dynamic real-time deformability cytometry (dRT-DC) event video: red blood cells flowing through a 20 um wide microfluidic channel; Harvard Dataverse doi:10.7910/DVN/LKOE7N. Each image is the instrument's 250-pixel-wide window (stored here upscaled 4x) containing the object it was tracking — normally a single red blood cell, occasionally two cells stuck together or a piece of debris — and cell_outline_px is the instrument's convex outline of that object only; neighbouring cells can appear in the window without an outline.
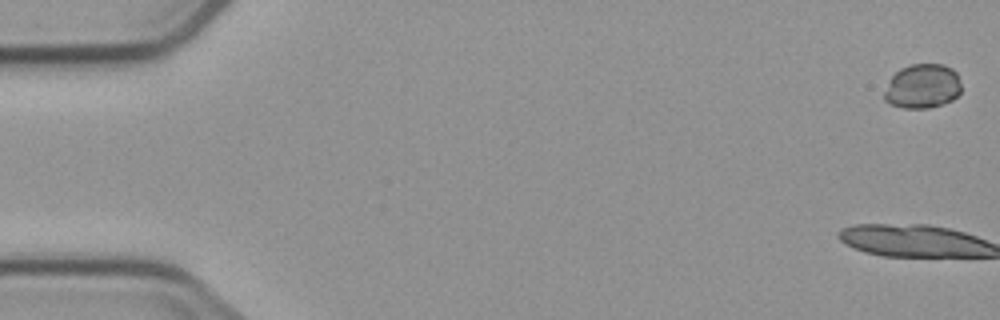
{"species": "common noctule bat (a hibernating species)", "species_latin": "Nyctalus noctula", "temperature_condition": "cold", "stored_images_in_passage": 4, "camera_frame_rate_fps": 3000, "um_per_image_px": 0.085, "animal": {"sex": "male", "body_mass_g": 23.1, "forearm_length_mm": 52.7}, "frame": {"image": 1, "passage_image": 1, "time_ms": 0.0, "image_size_px": [1000, 320], "cell_outline_px": [[960, 92], [952, 100], [944, 104], [928, 108], [904, 108], [892, 104], [884, 100], [884, 92], [888, 80], [900, 68], [912, 64], [944, 64], [952, 68], [956, 72], [960, 84]], "centroid_in_image_um": [78.4, 7.33], "position_along_channel_um": 6.6, "area_um2": 20.0}}